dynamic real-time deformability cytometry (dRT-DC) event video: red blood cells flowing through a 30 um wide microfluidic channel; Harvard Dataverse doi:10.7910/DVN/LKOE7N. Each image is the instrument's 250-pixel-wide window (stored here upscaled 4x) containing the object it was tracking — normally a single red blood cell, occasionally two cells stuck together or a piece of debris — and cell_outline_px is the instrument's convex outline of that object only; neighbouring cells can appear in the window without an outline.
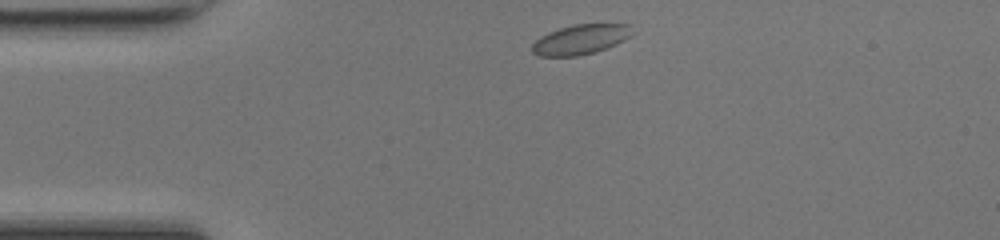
{"species": "common noctule bat (a hibernating species)", "species_latin": "Nyctalus noctula", "temperature_condition": "room temperature", "stored_images_in_passage": 39, "camera_frame_rate_fps": 3000, "um_per_image_px": 0.085, "animal": {"sex": "female", "body_mass_g": 17.0, "forearm_length_mm": 48.0}, "frame": {"image": 1, "passage_image": 1, "time_ms": 0.0, "image_size_px": [1000, 240], "cell_outline_px": [[632, 36], [616, 44], [592, 52], [576, 56], [540, 56], [532, 52], [532, 44], [540, 36], [548, 32], [572, 24], [632, 24]], "centroid_in_image_um": [49.35, 3.34], "position_along_channel_um": 35.7, "area_um2": 17.34}}
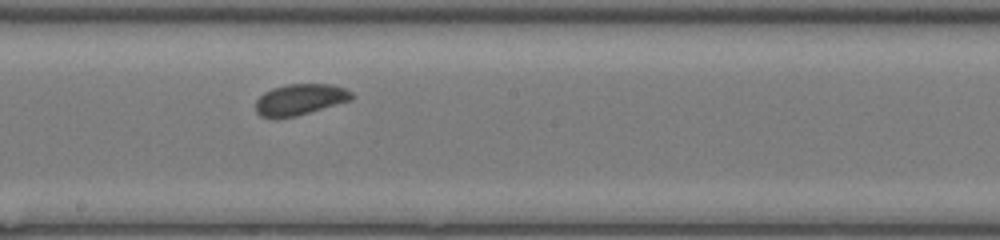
{"frame": {"image": 2, "passage_image": 17, "time_ms": 5.333, "image_size_px": [1000, 240], "cell_outline_px": [[356, 96], [352, 100], [296, 116], [276, 120], [260, 116], [256, 112], [256, 100], [264, 92], [272, 88], [288, 84], [332, 84], [344, 88], [352, 92]], "centroid_in_image_um": [25.49, 8.48], "position_along_channel_um": 222.7, "area_um2": 17.74}}
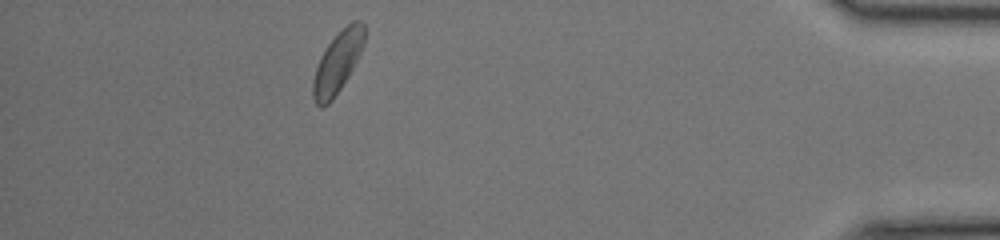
{"frame": {"image": 3, "passage_image": 34, "time_ms": 11.0, "image_size_px": [1000, 240], "cell_outline_px": [[364, 44], [348, 76], [332, 100], [328, 104], [320, 108], [316, 104], [312, 96], [312, 80], [320, 56], [328, 44], [352, 20], [360, 20], [364, 24]], "centroid_in_image_um": [28.66, 5.33], "position_along_channel_um": 406.5, "area_um2": 17.98}, "authors_computed_cell_mechanics": {"area_um2": 17.5712, "velocity_mm_per_s": 4.2282, "shape_relaxation_time_tau1_ms": 3.3136, "shape_relaxation_time_tau2_ms": null, "deformation_change_tau1": 0.0671, "deformation_change_tau2": null}}